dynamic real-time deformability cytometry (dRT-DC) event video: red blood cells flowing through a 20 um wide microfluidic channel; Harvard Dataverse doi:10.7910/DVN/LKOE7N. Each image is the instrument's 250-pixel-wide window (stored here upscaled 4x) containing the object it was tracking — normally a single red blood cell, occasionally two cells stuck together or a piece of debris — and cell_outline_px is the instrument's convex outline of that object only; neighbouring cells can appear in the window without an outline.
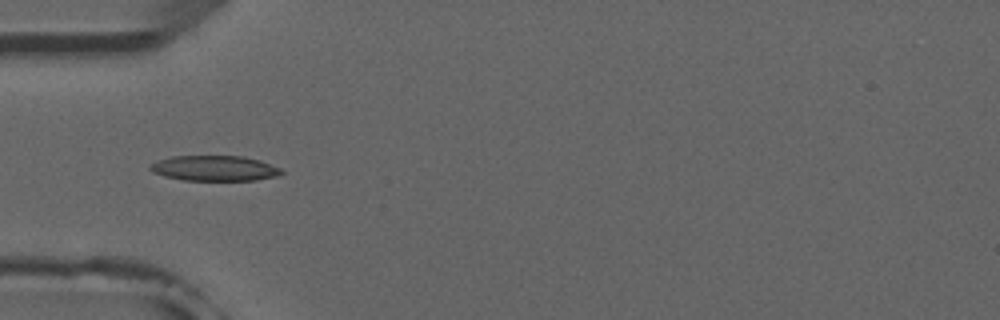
{"species": "common noctule bat (a hibernating species)", "species_latin": "Nyctalus noctula", "temperature_condition": "room temperature", "stored_images_in_passage": 1, "camera_frame_rate_fps": 3000, "um_per_image_px": 0.085, "animal": {"sex": "male", "forearm_length_mm": 52.5}, "frame": {"image": 1, "passage_image": 1, "time_ms": 0.0, "image_size_px": [1000, 320], "cell_outline_px": [[284, 172], [276, 176], [256, 180], [184, 180], [164, 176], [152, 172], [148, 168], [148, 164], [172, 156], [244, 156], [260, 160], [280, 168]], "centroid_in_image_um": [18.21, 14.3], "position_along_channel_um": 66.8, "area_um2": 19.36}}